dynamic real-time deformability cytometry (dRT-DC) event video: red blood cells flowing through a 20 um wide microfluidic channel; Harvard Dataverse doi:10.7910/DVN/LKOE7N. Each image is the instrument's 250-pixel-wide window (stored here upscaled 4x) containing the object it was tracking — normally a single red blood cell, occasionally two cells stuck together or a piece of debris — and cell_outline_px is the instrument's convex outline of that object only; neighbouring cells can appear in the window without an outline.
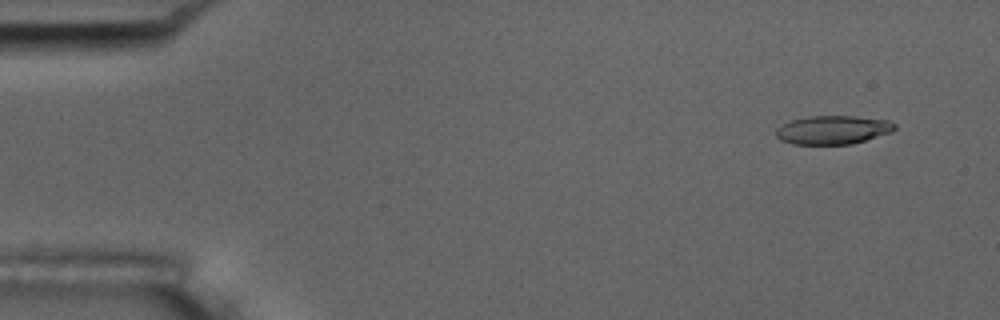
{"species": "common noctule bat (a hibernating species)", "species_latin": "Nyctalus noctula", "temperature_condition": "room temperature", "stored_images_in_passage": 51, "camera_frame_rate_fps": 3000, "um_per_image_px": 0.085, "animal": {"sex": "male", "body_mass_g": 17.5, "forearm_length_mm": 52.3}, "frame": {"image": 1, "passage_image": 1, "time_ms": 0.0, "image_size_px": [1000, 320], "cell_outline_px": [[896, 128], [892, 132], [852, 144], [792, 144], [780, 140], [776, 136], [776, 128], [780, 124], [792, 120], [808, 116], [856, 116], [888, 120], [896, 124]], "centroid_in_image_um": [70.78, 11.04], "position_along_channel_um": 14.2, "area_um2": 19.94}}
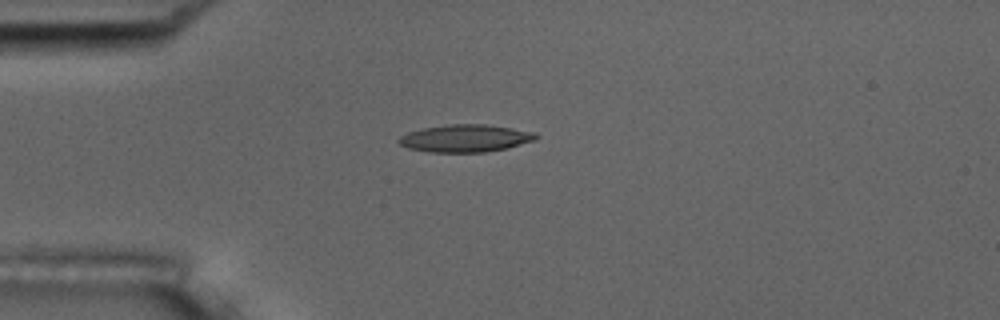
{"frame": {"image": 2, "passage_image": 11, "time_ms": 3.333, "image_size_px": [1000, 320], "cell_outline_px": [[540, 136], [536, 140], [508, 148], [484, 152], [428, 152], [408, 148], [400, 144], [396, 140], [400, 136], [408, 132], [424, 128], [448, 124], [484, 124], [512, 128], [536, 132]], "centroid_in_image_um": [39.58, 11.75], "position_along_channel_um": 45.4, "area_um2": 22.08}}
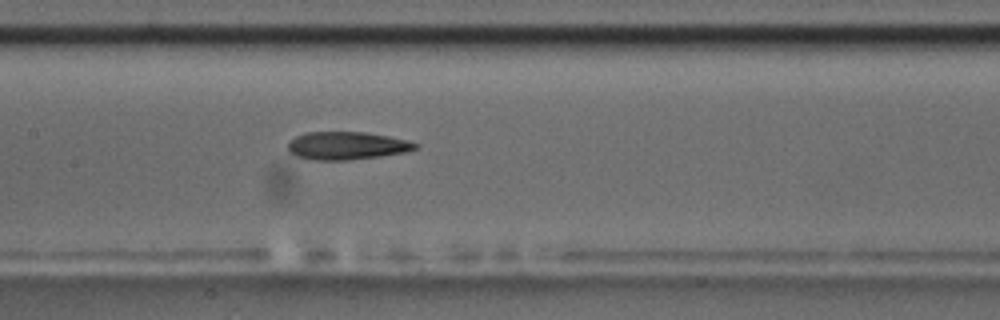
{"frame": {"image": 3, "passage_image": 23, "time_ms": 7.333, "image_size_px": [1000, 320], "cell_outline_px": [[420, 148], [404, 152], [380, 156], [348, 160], [316, 160], [296, 156], [288, 152], [288, 140], [304, 132], [364, 132], [388, 136], [408, 140], [420, 144]], "centroid_in_image_um": [29.47, 12.38], "position_along_channel_um": 177.9, "area_um2": 20.87}, "authors_computed_cell_mechanics": {"area_um2": 21.0392, "velocity_mm_per_s": 3.7599, "shape_relaxation_time_tau1_ms": 6.3498, "shape_relaxation_time_tau2_ms": 7.1046, "deformation_change_tau1": 0.1863, "deformation_change_tau2": 0.1946}}